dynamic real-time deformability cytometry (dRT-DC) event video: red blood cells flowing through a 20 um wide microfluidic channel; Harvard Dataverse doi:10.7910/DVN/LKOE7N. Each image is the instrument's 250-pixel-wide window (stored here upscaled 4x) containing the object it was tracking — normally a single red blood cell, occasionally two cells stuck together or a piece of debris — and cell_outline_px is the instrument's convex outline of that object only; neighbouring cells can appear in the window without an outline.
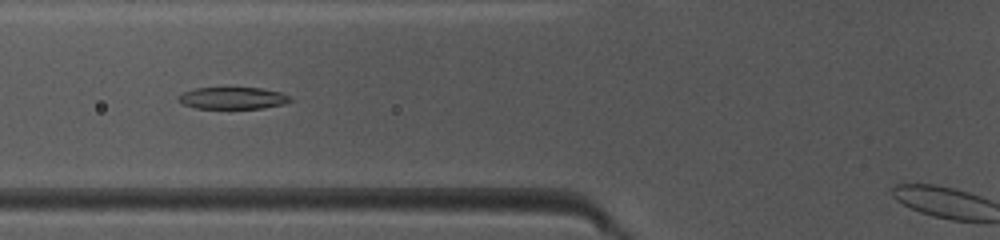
{"species": "common noctule bat (a hibernating species)", "species_latin": "Nyctalus noctula", "temperature_condition": "warm", "stored_images_in_passage": 43, "camera_frame_rate_fps": 3000, "um_per_image_px": 0.085, "animal": {"sex": "female", "body_mass_g": 10.0, "forearm_length_mm": 53.1}, "frame": {"image": 1, "passage_image": 18, "time_ms": 5.667, "image_size_px": [1000, 240], "cell_outline_px": [[292, 100], [284, 104], [264, 108], [196, 108], [184, 104], [176, 100], [184, 92], [196, 88], [260, 88], [280, 92], [288, 96]], "centroid_in_image_um": [19.79, 8.34], "position_along_channel_um": 106.0, "area_um2": 14.05}}
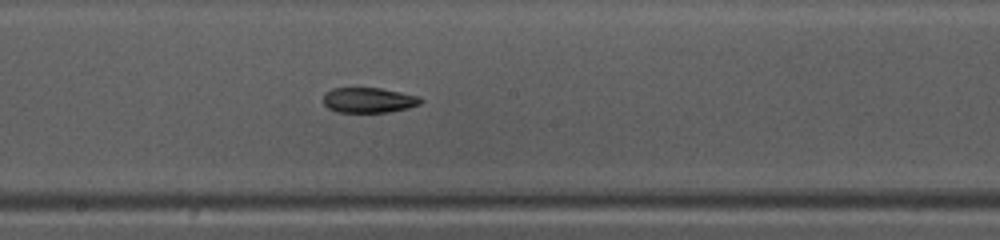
{"frame": {"image": 2, "passage_image": 26, "time_ms": 8.333, "image_size_px": [1000, 240], "cell_outline_px": [[424, 100], [420, 104], [408, 108], [388, 112], [336, 112], [328, 108], [324, 104], [324, 92], [332, 88], [380, 88], [420, 96]], "centroid_in_image_um": [31.34, 8.51], "position_along_channel_um": 216.9, "area_um2": 14.39}}
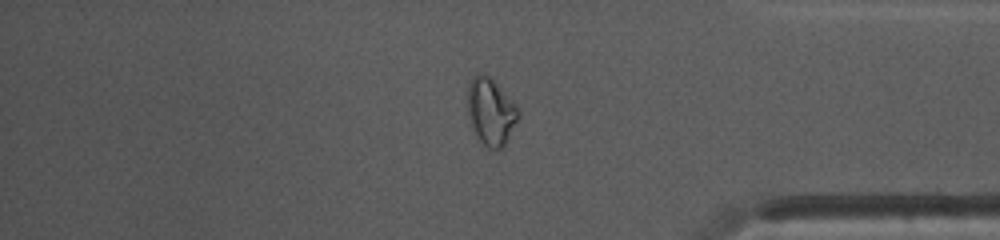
{"frame": {"image": 3, "passage_image": 40, "time_ms": 13.0, "image_size_px": [1000, 240], "cell_outline_px": [[520, 116], [504, 144], [500, 148], [488, 148], [480, 144], [468, 120], [468, 88], [472, 76], [480, 72], [488, 76], [520, 108]], "centroid_in_image_um": [41.7, 9.5], "position_along_channel_um": 393.5, "area_um2": 19.77}}